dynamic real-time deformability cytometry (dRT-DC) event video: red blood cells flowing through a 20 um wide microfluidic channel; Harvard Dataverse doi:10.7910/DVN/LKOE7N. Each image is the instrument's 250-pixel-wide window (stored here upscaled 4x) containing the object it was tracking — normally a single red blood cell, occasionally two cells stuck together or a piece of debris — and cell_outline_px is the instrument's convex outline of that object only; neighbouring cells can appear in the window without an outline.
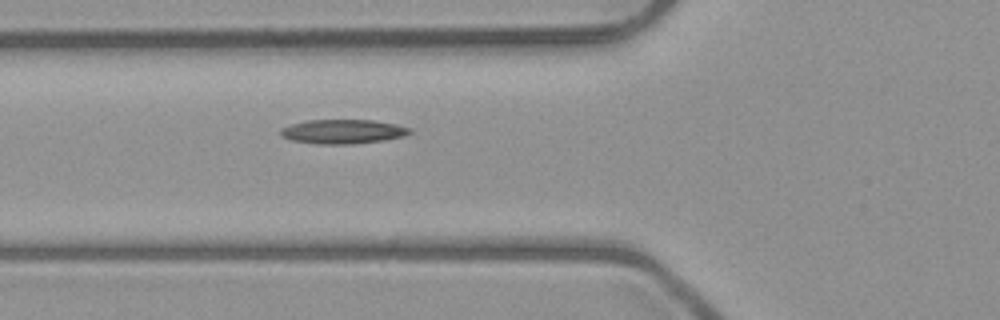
{"species": "common noctule bat (a hibernating species)", "species_latin": "Nyctalus noctula", "temperature_condition": "room temperature", "stored_images_in_passage": 7, "segment_of_instrument_passage": [1, 2], "camera_frame_rate_fps": 3000, "um_per_image_px": 0.085, "animal": {"sex": "male", "body_mass_g": 23.1, "forearm_length_mm": 52.7}, "frame": {"image": 1, "passage_image": 6, "time_ms": 5.667, "image_size_px": [1000, 320], "cell_outline_px": [[412, 132], [404, 136], [384, 140], [352, 144], [316, 144], [292, 140], [280, 136], [280, 128], [304, 120], [372, 120], [396, 124], [412, 128]], "centroid_in_image_um": [29.14, 11.18], "position_along_channel_um": 96.7, "area_um2": 18.38}}